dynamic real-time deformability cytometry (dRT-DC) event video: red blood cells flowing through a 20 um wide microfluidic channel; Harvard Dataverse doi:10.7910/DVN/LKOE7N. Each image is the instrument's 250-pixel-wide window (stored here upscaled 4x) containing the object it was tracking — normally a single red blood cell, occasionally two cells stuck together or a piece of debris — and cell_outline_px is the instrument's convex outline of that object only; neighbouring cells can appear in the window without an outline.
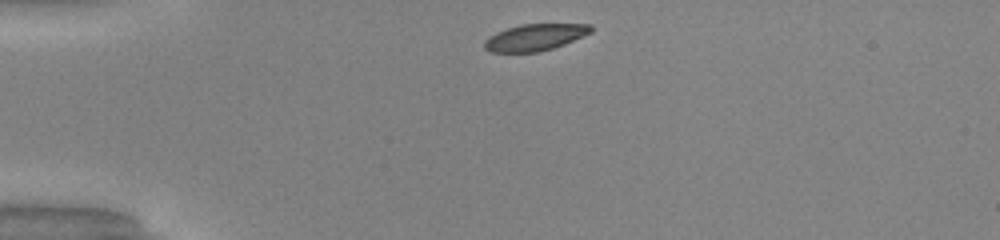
{"species": "common noctule bat (a hibernating species)", "species_latin": "Nyctalus noctula", "temperature_condition": "warm", "stored_images_in_passage": 32, "camera_frame_rate_fps": 3000, "um_per_image_px": 0.085, "animal": {"sex": "male", "body_mass_g": 20.0, "forearm_length_mm": 53.3}, "frame": {"image": 1, "passage_image": 1, "time_ms": 0.0, "image_size_px": [1000, 240], "cell_outline_px": [[592, 32], [564, 44], [540, 52], [488, 52], [484, 48], [484, 40], [488, 36], [496, 32], [520, 24], [592, 24]], "centroid_in_image_um": [45.44, 3.17], "position_along_channel_um": 39.6, "area_um2": 16.59}}
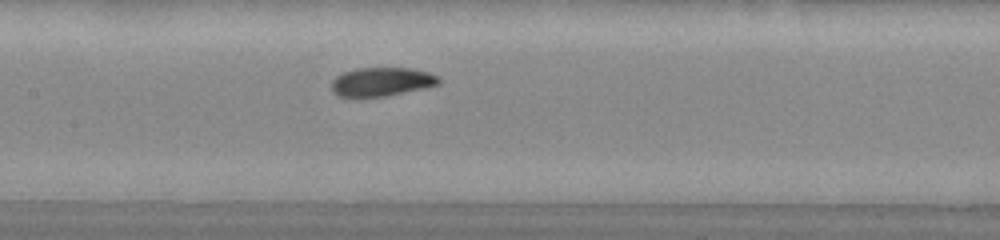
{"frame": {"image": 2, "passage_image": 14, "time_ms": 4.333, "image_size_px": [1000, 240], "cell_outline_px": [[440, 84], [424, 88], [384, 96], [336, 96], [332, 92], [332, 80], [336, 76], [344, 72], [356, 68], [412, 68], [428, 72], [436, 76], [440, 80]], "centroid_in_image_um": [32.42, 6.94], "position_along_channel_um": 175.0, "area_um2": 17.8}}
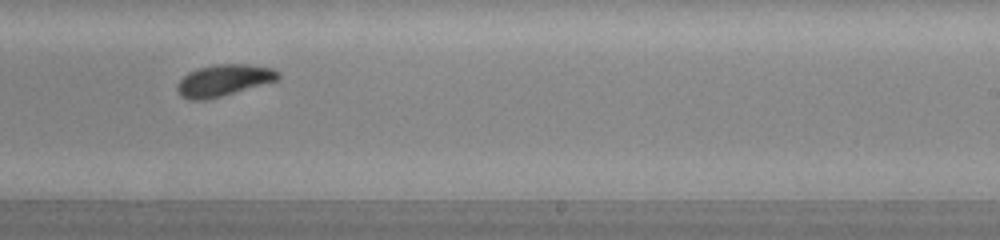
{"frame": {"image": 3, "passage_image": 21, "time_ms": 6.667, "image_size_px": [1000, 240], "cell_outline_px": [[280, 76], [276, 80], [220, 96], [204, 100], [188, 100], [180, 96], [176, 88], [176, 84], [188, 72], [200, 68], [216, 64], [248, 64], [272, 68], [280, 72]], "centroid_in_image_um": [18.97, 6.82], "position_along_channel_um": 270.0, "area_um2": 18.32}, "authors_computed_cell_mechanics": {"area_um2": 18.3515, "velocity_mm_per_s": 4.0855, "shape_relaxation_time_tau1_ms": 3.0919, "shape_relaxation_time_tau2_ms": 5.7355, "deformation_change_tau1": 0.1491, "deformation_change_tau2": 0.1358}}